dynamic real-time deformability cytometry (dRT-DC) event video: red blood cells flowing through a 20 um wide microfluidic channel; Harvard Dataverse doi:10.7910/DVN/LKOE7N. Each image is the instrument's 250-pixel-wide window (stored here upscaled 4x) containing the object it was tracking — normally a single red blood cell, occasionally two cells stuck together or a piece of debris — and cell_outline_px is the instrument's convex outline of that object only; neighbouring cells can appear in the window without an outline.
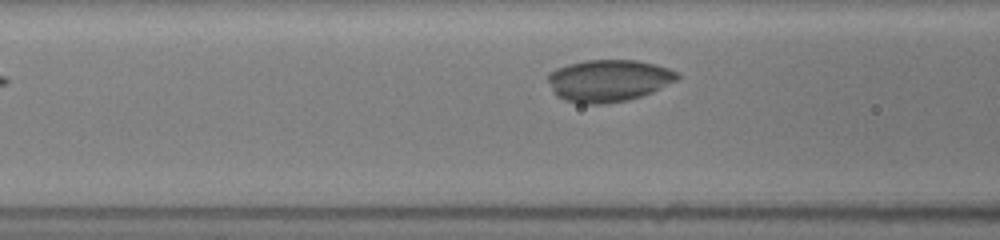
{"species": "common noctule bat (a hibernating species)", "species_latin": "Nyctalus noctula", "temperature_condition": "room temperature", "stored_images_in_passage": 32, "camera_frame_rate_fps": 3000, "um_per_image_px": 0.085, "animal": {"sex": "female", "body_mass_g": 19.5, "forearm_length_mm": 54.1}, "frame": {"image": 1, "passage_image": 7, "time_ms": 2.0, "image_size_px": [1000, 240], "cell_outline_px": [[680, 76], [676, 80], [652, 92], [628, 100], [608, 104], [580, 104], [564, 100], [556, 96], [552, 92], [548, 80], [548, 76], [556, 68], [568, 64], [584, 60], [636, 60], [656, 64], [668, 68], [676, 72]], "centroid_in_image_um": [51.7, 6.86], "position_along_channel_um": 114.9, "area_um2": 31.79}}
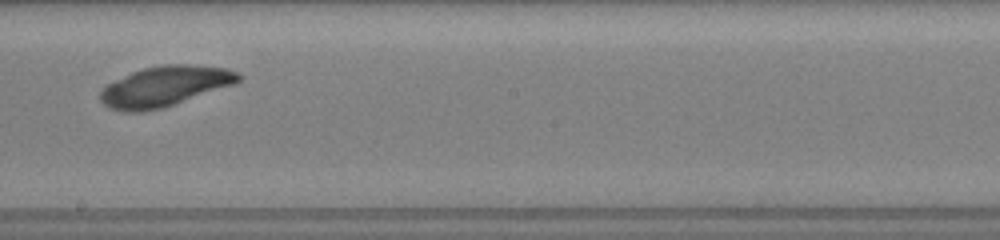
{"frame": {"image": 2, "passage_image": 16, "time_ms": 5.0, "image_size_px": [1000, 240], "cell_outline_px": [[244, 76], [236, 84], [164, 108], [144, 112], [124, 112], [108, 108], [100, 100], [100, 92], [108, 84], [132, 72], [144, 68], [164, 64], [192, 64], [224, 68], [236, 72]], "centroid_in_image_um": [14.04, 7.35], "position_along_channel_um": 234.2, "area_um2": 32.6}}
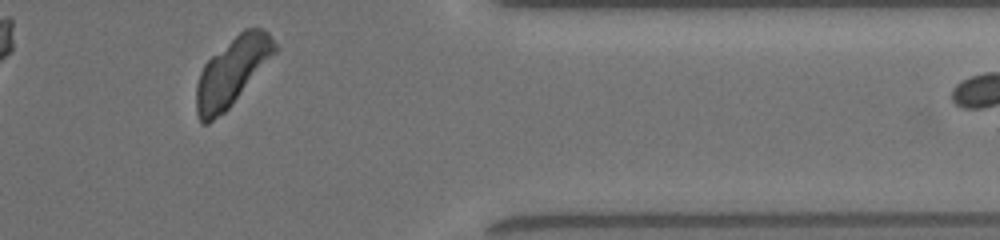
{"frame": {"image": 3, "passage_image": 29, "time_ms": 9.333, "image_size_px": [1000, 240], "cell_outline_px": [[280, 48], [228, 108], [224, 112], [208, 124], [200, 124], [196, 112], [196, 84], [200, 72], [204, 64], [212, 56], [244, 28], [264, 28], [268, 32]], "centroid_in_image_um": [19.72, 6.09], "position_along_channel_um": 391.7, "area_um2": 30.92}}